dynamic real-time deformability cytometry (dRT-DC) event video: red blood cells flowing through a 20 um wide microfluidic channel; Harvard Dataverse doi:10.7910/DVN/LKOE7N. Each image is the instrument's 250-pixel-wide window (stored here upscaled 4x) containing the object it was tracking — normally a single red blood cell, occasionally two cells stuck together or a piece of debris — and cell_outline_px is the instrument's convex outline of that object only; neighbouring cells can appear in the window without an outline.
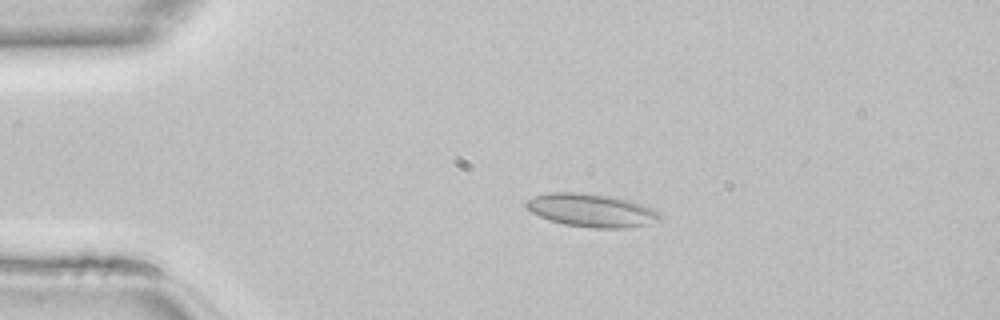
{"species": "common noctule bat (a hibernating species)", "species_latin": "Nyctalus noctula", "temperature_condition": "room temperature", "stored_images_in_passage": 46, "camera_frame_rate_fps": 3000, "um_per_image_px": 0.085, "animal": {"sex": "female", "body_mass_g": 22.7, "forearm_length_mm": 54.2}, "frame": {"image": 1, "passage_image": 10, "time_ms": 3.0, "image_size_px": [1000, 320], "cell_outline_px": [[660, 220], [628, 228], [592, 228], [564, 224], [540, 216], [532, 212], [524, 204], [528, 200], [536, 196], [552, 192], [580, 192], [612, 196], [632, 200], [652, 208], [660, 216]], "centroid_in_image_um": [50.29, 17.87], "position_along_channel_um": 34.7, "area_um2": 25.61}}
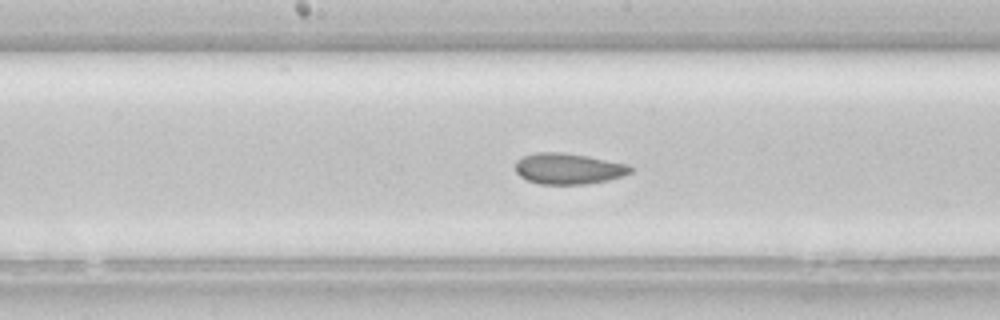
{"frame": {"image": 2, "passage_image": 24, "time_ms": 7.667, "image_size_px": [1000, 320], "cell_outline_px": [[632, 172], [608, 180], [588, 184], [540, 184], [528, 180], [520, 176], [516, 172], [516, 160], [524, 156], [536, 152], [560, 152], [588, 156], [628, 164], [632, 168]], "centroid_in_image_um": [48.31, 14.33], "position_along_channel_um": 199.9, "area_um2": 20.69}}
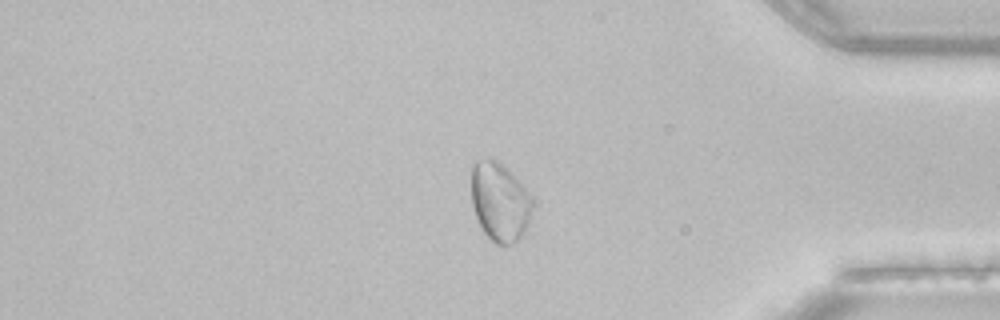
{"frame": {"image": 3, "passage_image": 39, "time_ms": 12.667, "image_size_px": [1000, 320], "cell_outline_px": [[532, 204], [528, 220], [524, 232], [512, 244], [496, 244], [484, 232], [476, 216], [472, 204], [472, 164], [476, 160], [488, 156], [492, 156], [504, 164], [508, 168], [528, 192], [532, 200]], "centroid_in_image_um": [42.45, 17.08], "position_along_channel_um": 392.8, "area_um2": 27.92}}